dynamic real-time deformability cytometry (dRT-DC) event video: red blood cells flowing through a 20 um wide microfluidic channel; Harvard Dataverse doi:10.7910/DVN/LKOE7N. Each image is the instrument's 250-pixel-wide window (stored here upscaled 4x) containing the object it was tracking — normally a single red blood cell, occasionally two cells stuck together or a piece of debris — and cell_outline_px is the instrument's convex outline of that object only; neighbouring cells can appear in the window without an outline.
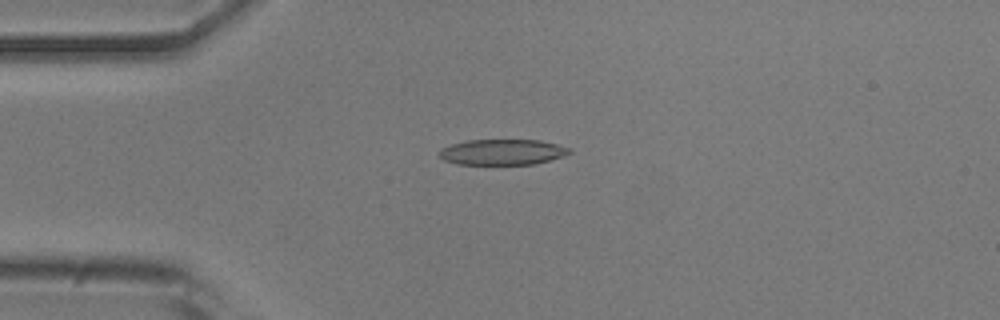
{"species": "common noctule bat (a hibernating species)", "species_latin": "Nyctalus noctula", "temperature_condition": "room temperature", "stored_images_in_passage": 51, "camera_frame_rate_fps": 3000, "um_per_image_px": 0.085, "animal": {"sex": "male", "body_mass_g": 20.5, "forearm_length_mm": 52.5}, "frame": {"image": 1, "passage_image": 12, "time_ms": 3.667, "image_size_px": [1000, 320], "cell_outline_px": [[572, 152], [548, 160], [532, 164], [456, 164], [444, 160], [440, 156], [440, 152], [444, 148], [452, 144], [468, 140], [540, 140], [556, 144], [568, 148]], "centroid_in_image_um": [42.68, 12.92], "position_along_channel_um": 42.3, "area_um2": 19.02}}
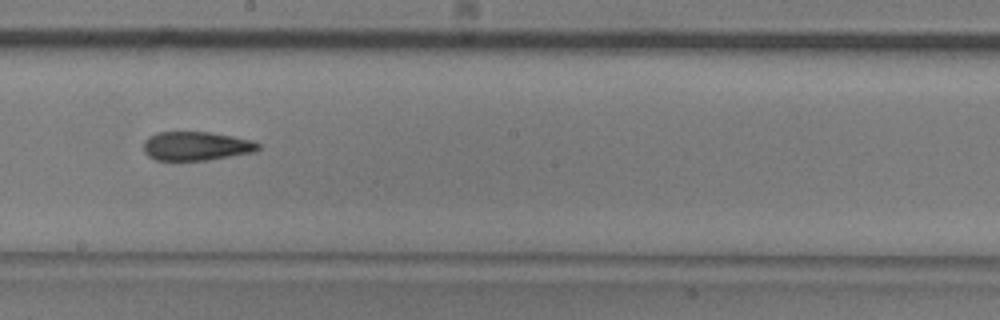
{"frame": {"image": 2, "passage_image": 28, "time_ms": 9.0, "image_size_px": [1000, 320], "cell_outline_px": [[260, 148], [256, 152], [208, 160], [156, 160], [148, 156], [144, 152], [144, 140], [148, 136], [156, 132], [208, 132], [232, 136], [252, 140], [260, 144]], "centroid_in_image_um": [16.68, 12.41], "position_along_channel_um": 231.5, "area_um2": 19.42}}
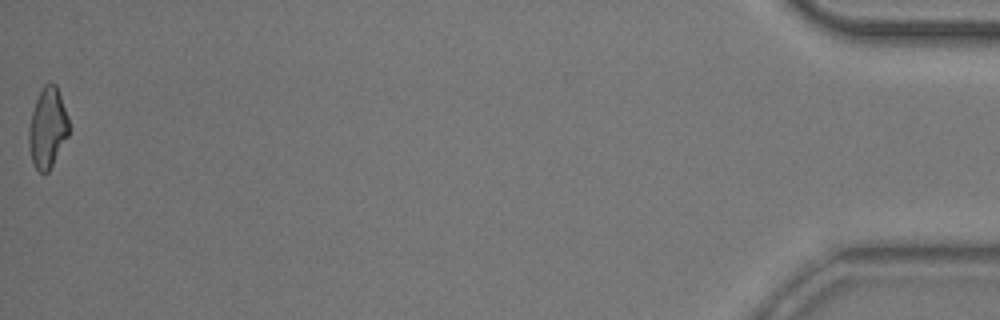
{"frame": {"image": 3, "passage_image": 51, "time_ms": 16.667, "image_size_px": [1000, 320], "cell_outline_px": [[68, 136], [48, 172], [40, 172], [36, 168], [32, 160], [28, 144], [28, 128], [32, 112], [36, 100], [44, 84], [48, 80], [56, 84], [68, 116]], "centroid_in_image_um": [4.03, 10.83], "position_along_channel_um": 431.2, "area_um2": 18.61}, "authors_computed_cell_mechanics": {"area_um2": 19.8832, "velocity_mm_per_s": 3.9094, "shape_relaxation_time_tau1_ms": 5.2559, "shape_relaxation_time_tau2_ms": 3.3108, "deformation_change_tau1": 0.1753, "deformation_change_tau2": 0.1266}}